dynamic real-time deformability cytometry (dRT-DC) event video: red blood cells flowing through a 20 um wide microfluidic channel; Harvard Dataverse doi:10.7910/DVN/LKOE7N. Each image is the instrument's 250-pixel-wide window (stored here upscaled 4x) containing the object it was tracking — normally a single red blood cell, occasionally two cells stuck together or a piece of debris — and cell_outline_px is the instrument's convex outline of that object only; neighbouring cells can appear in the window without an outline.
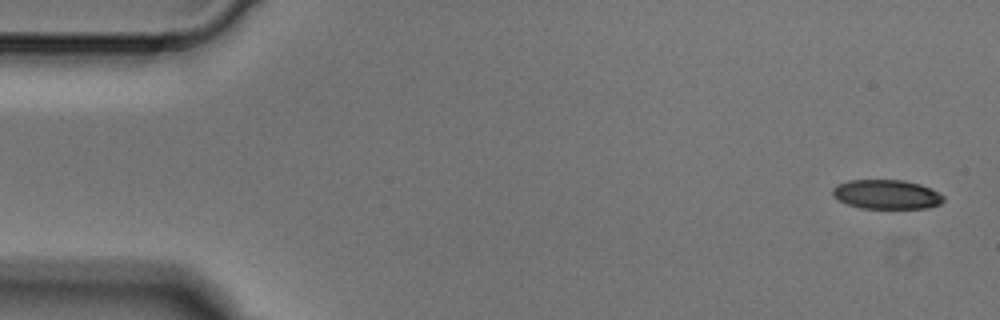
{"species": "Egyptian fruit bat (a non-hibernating species)", "species_latin": "Rousettus aegyptiacus", "temperature_condition": "cold", "stored_images_in_passage": 4, "camera_frame_rate_fps": 3000, "um_per_image_px": 0.085, "animal": {"sex": "male"}, "frame": {"image": 1, "passage_image": 1, "time_ms": 0.0, "image_size_px": [1000, 320], "cell_outline_px": [[944, 200], [940, 204], [928, 208], [860, 208], [848, 204], [832, 196], [832, 188], [836, 184], [848, 180], [904, 180], [920, 184], [944, 196]], "centroid_in_image_um": [75.32, 16.52], "position_along_channel_um": 9.7, "area_um2": 18.9}}
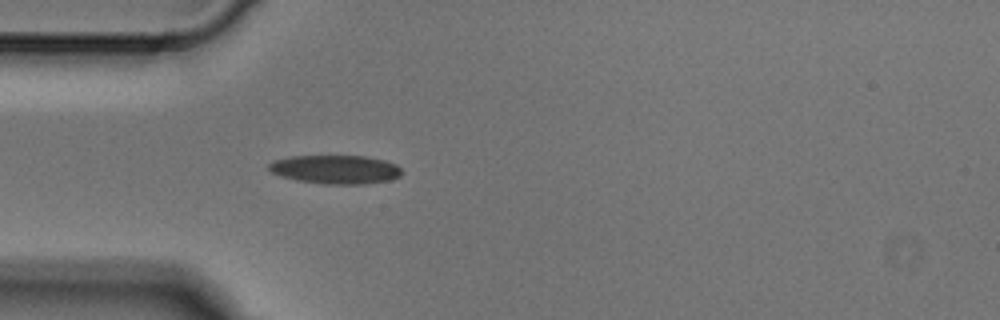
{"frame": {"image": 2, "passage_image": 4, "time_ms": 1.0, "image_size_px": [1000, 320], "cell_outline_px": [[400, 176], [392, 180], [364, 184], [324, 184], [296, 180], [280, 176], [272, 172], [268, 168], [268, 164], [272, 160], [288, 156], [364, 156], [384, 160], [396, 164], [400, 168]], "centroid_in_image_um": [28.49, 14.4], "position_along_channel_um": 56.5, "area_um2": 22.37}}